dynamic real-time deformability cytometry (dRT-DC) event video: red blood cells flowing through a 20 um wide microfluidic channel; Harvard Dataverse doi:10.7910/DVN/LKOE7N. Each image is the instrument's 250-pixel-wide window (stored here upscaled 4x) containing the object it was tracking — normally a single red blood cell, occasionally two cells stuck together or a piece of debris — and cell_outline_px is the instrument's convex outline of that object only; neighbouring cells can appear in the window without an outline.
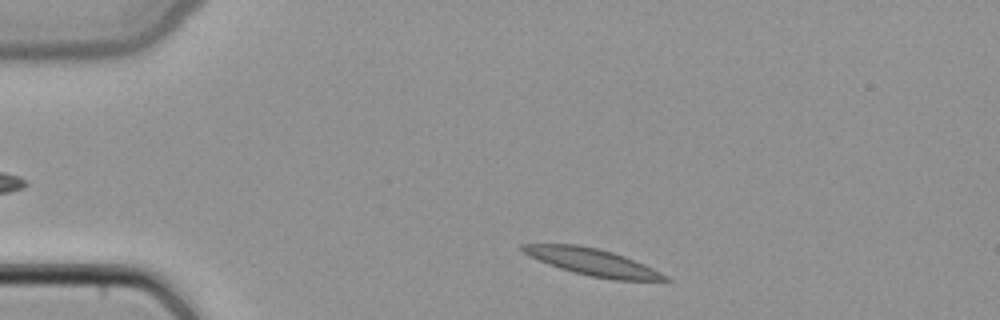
{"species": "common noctule bat (a hibernating species)", "species_latin": "Nyctalus noctula", "temperature_condition": "cold", "stored_images_in_passage": 41, "camera_frame_rate_fps": 3000, "um_per_image_px": 0.085, "animal": {"sex": "female", "body_mass_g": 22.7, "forearm_length_mm": 54.2}, "frame": {"image": 1, "passage_image": 2, "time_ms": 0.333, "image_size_px": [1000, 320], "cell_outline_px": [[672, 280], [616, 280], [592, 276], [572, 272], [548, 264], [524, 252], [520, 248], [520, 244], [576, 244], [596, 248], [612, 252], [624, 256], [644, 264], [668, 276]], "centroid_in_image_um": [50.37, 22.27], "position_along_channel_um": 34.6, "area_um2": 21.91}}
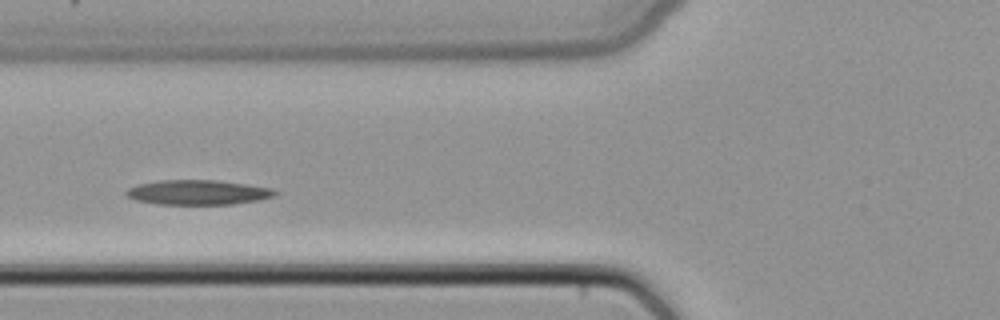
{"frame": {"image": 2, "passage_image": 11, "time_ms": 3.333, "image_size_px": [1000, 320], "cell_outline_px": [[280, 192], [272, 196], [256, 200], [232, 204], [156, 204], [136, 200], [128, 196], [124, 192], [128, 188], [136, 184], [160, 180], [216, 180], [272, 188]], "centroid_in_image_um": [16.78, 16.34], "position_along_channel_um": 109.0, "area_um2": 21.33}}
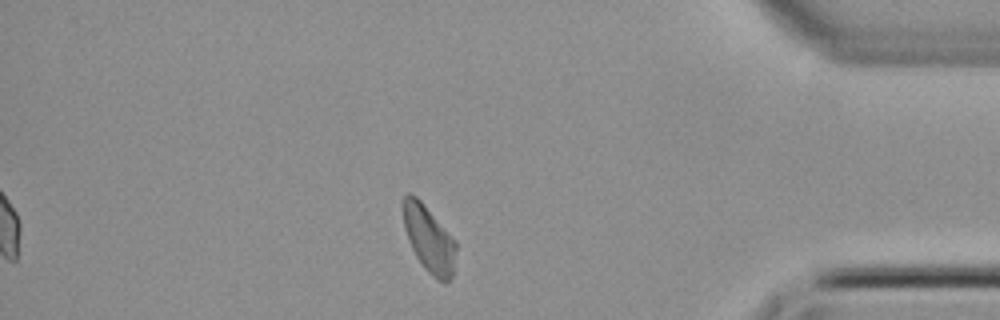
{"frame": {"image": 3, "passage_image": 34, "time_ms": 11.0, "image_size_px": [1000, 320], "cell_outline_px": [[456, 248], [452, 276], [444, 284], [436, 280], [424, 268], [416, 256], [412, 248], [404, 228], [404, 196], [408, 192], [416, 196], [420, 200], [456, 240]], "centroid_in_image_um": [36.48, 20.34], "position_along_channel_um": 398.7, "area_um2": 20.23}}